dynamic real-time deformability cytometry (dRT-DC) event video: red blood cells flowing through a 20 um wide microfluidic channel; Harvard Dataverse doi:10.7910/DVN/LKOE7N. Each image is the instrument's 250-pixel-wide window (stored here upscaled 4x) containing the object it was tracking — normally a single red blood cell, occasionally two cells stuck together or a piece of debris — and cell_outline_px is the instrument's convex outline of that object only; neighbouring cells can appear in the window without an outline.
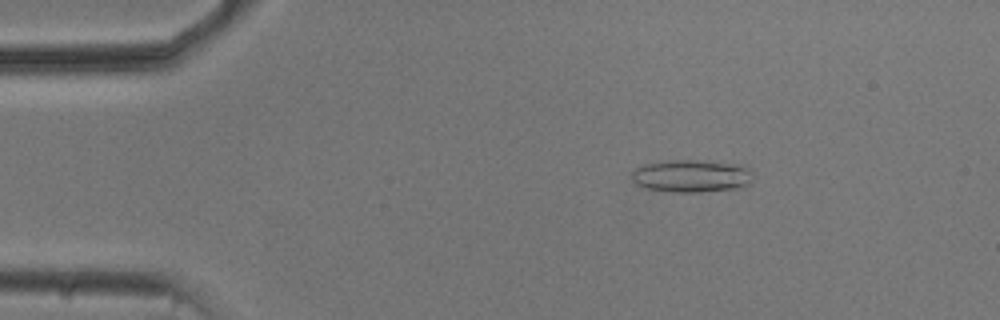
{"species": "common noctule bat (a hibernating species)", "species_latin": "Nyctalus noctula", "temperature_condition": "cold", "stored_images_in_passage": 54, "camera_frame_rate_fps": 3000, "um_per_image_px": 0.085, "animal": {"sex": "male", "body_mass_g": 20.5, "forearm_length_mm": 52.5}, "frame": {"image": 1, "passage_image": 9, "time_ms": 2.667, "image_size_px": [1000, 320], "cell_outline_px": [[752, 184], [736, 188], [700, 192], [676, 192], [648, 188], [636, 184], [632, 180], [632, 172], [636, 168], [644, 164], [668, 160], [704, 160], [740, 164], [748, 168], [752, 172]], "centroid_in_image_um": [58.82, 14.94], "position_along_channel_um": 26.2, "area_um2": 23.18}}
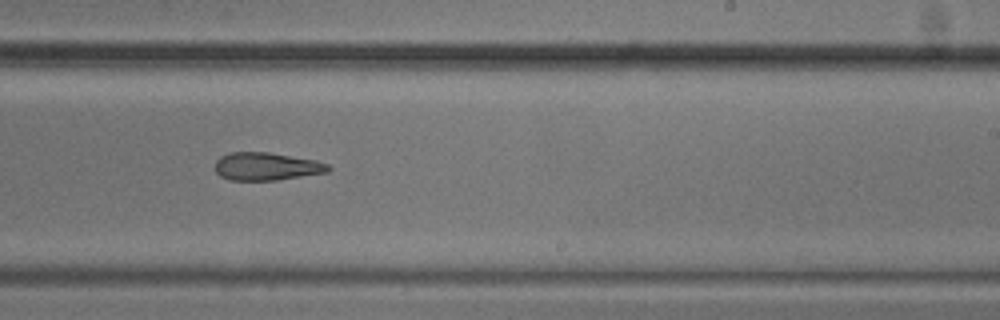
{"frame": {"image": 2, "passage_image": 33, "time_ms": 10.667, "image_size_px": [1000, 320], "cell_outline_px": [[332, 168], [328, 172], [276, 180], [228, 180], [220, 176], [216, 172], [216, 160], [220, 156], [228, 152], [268, 152], [316, 160], [328, 164]], "centroid_in_image_um": [22.64, 14.14], "position_along_channel_um": 266.4, "area_um2": 18.44}}
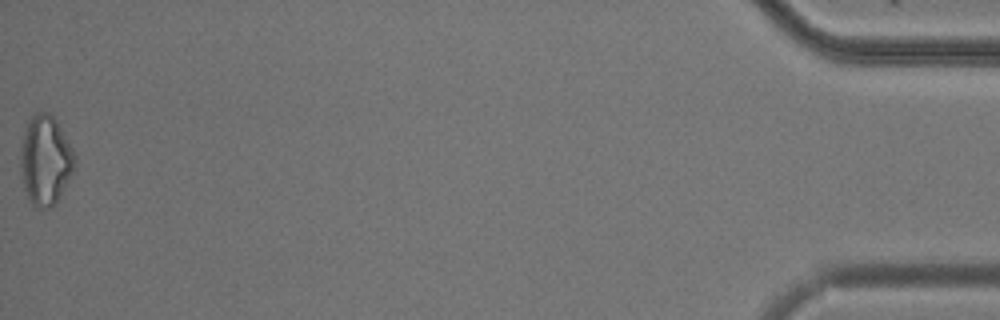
{"frame": {"image": 3, "passage_image": 54, "time_ms": 17.667, "image_size_px": [1000, 320], "cell_outline_px": [[76, 168], [56, 204], [48, 208], [40, 208], [32, 204], [24, 188], [20, 172], [20, 160], [24, 132], [28, 120], [36, 112], [48, 112], [56, 120], [64, 132], [76, 156]], "centroid_in_image_um": [3.89, 13.63], "position_along_channel_um": 431.3, "area_um2": 28.5}}